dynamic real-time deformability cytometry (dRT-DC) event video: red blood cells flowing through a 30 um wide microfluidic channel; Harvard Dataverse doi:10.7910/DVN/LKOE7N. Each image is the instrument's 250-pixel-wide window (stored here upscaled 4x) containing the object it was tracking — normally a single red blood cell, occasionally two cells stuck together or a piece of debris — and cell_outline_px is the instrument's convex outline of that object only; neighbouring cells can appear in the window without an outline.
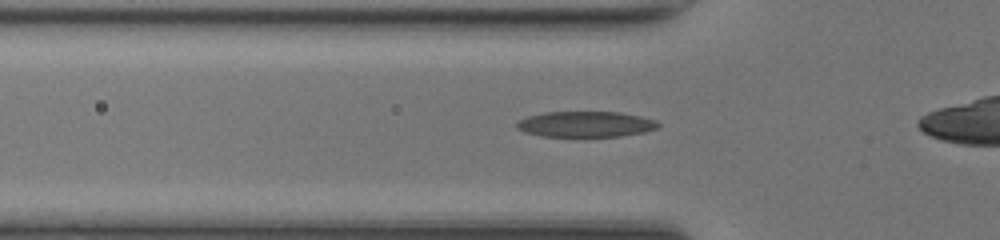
{"species": "common noctule bat (a hibernating species)", "species_latin": "Nyctalus noctula", "temperature_condition": "room temperature", "stored_images_in_passage": 29, "camera_frame_rate_fps": 3000, "um_per_image_px": 0.085, "animal": {"sex": "female", "body_mass_g": 17.0, "forearm_length_mm": 48.0}, "frame": {"image": 1, "passage_image": 6, "time_ms": 1.667, "image_size_px": [1000, 240], "cell_outline_px": [[660, 128], [644, 132], [620, 136], [540, 136], [524, 132], [516, 128], [516, 120], [528, 116], [544, 112], [620, 112], [640, 116], [656, 120], [660, 124]], "centroid_in_image_um": [49.77, 10.55], "position_along_channel_um": 76.0, "area_um2": 21.33}}
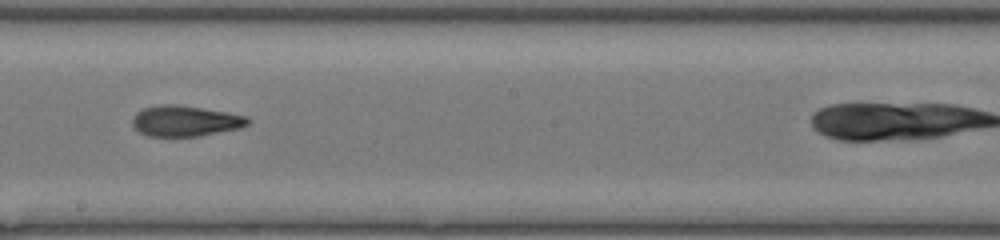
{"frame": {"image": 2, "passage_image": 17, "time_ms": 5.333, "image_size_px": [1000, 240], "cell_outline_px": [[252, 120], [248, 124], [240, 128], [200, 136], [148, 136], [140, 132], [132, 124], [132, 116], [136, 112], [144, 108], [160, 104], [176, 104], [228, 112], [248, 116]], "centroid_in_image_um": [15.76, 10.27], "position_along_channel_um": 232.4, "area_um2": 20.81}}
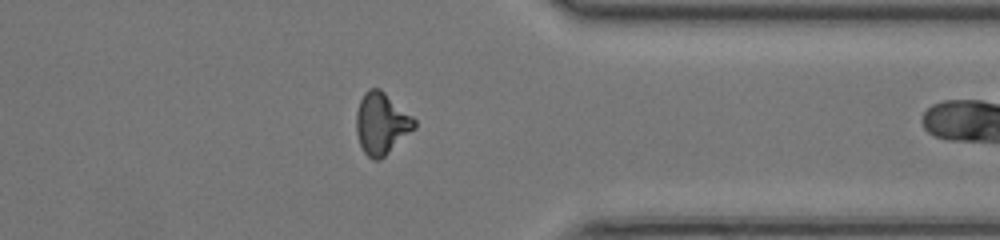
{"frame": {"image": 3, "passage_image": 28, "time_ms": 9.0, "image_size_px": [1000, 240], "cell_outline_px": [[416, 128], [380, 160], [372, 160], [364, 152], [360, 144], [356, 132], [356, 112], [360, 100], [364, 92], [368, 88], [380, 88], [412, 116], [416, 120]], "centroid_in_image_um": [32.42, 10.49], "position_along_channel_um": 379.0, "area_um2": 20.92}}